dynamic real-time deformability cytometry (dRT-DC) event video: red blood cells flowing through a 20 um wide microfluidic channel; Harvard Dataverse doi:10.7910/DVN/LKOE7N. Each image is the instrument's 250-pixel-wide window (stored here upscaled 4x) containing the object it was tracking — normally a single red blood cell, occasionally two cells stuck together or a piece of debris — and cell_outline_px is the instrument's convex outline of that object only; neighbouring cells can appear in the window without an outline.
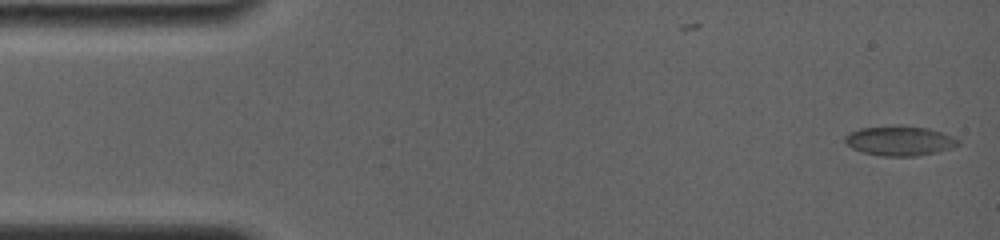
{"species": "common noctule bat (a hibernating species)", "species_latin": "Nyctalus noctula", "temperature_condition": "room temperature", "stored_images_in_passage": 71, "camera_frame_rate_fps": 4000, "um_per_image_px": 0.085, "animal": {"sex": "female", "body_mass_g": 19.0, "forearm_length_mm": 56.7}, "frame": {"image": 1, "passage_image": 1, "time_ms": 0.0, "image_size_px": [1000, 240], "cell_outline_px": [[960, 144], [952, 148], [936, 152], [916, 156], [884, 156], [860, 152], [852, 148], [844, 140], [844, 136], [848, 132], [860, 128], [928, 128], [952, 136], [960, 140]], "centroid_in_image_um": [76.47, 12.01], "position_along_channel_um": 8.5, "area_um2": 18.9}}
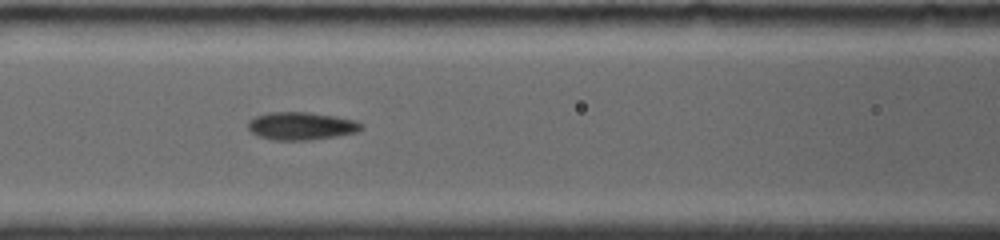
{"frame": {"image": 2, "passage_image": 31, "time_ms": 6.5, "image_size_px": [1000, 240], "cell_outline_px": [[364, 128], [356, 132], [336, 136], [308, 140], [272, 140], [256, 136], [248, 128], [248, 120], [256, 116], [268, 112], [308, 112], [336, 116], [356, 120], [364, 124]], "centroid_in_image_um": [25.61, 10.7], "position_along_channel_um": 141.0, "area_um2": 18.55}}
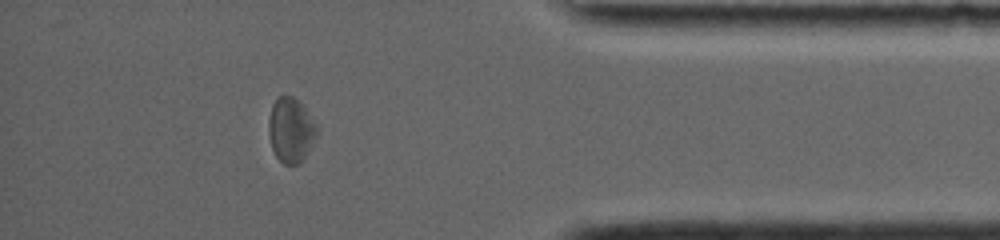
{"frame": {"image": 3, "passage_image": 59, "time_ms": 14.0, "image_size_px": [1000, 240], "cell_outline_px": [[320, 132], [304, 160], [300, 164], [284, 164], [276, 156], [272, 148], [268, 132], [268, 120], [272, 104], [280, 96], [292, 96], [304, 108], [320, 128]], "centroid_in_image_um": [24.75, 11.09], "position_along_channel_um": 410.4, "area_um2": 18.38}, "authors_computed_cell_mechanics": {"area_um2": 18.2648, "velocity_mm_per_s": 3.8303, "shape_relaxation_time_tau1_ms": null, "shape_relaxation_time_tau2_ms": 2.2877, "deformation_change_tau1": null, "deformation_change_tau2": 0.0722}}